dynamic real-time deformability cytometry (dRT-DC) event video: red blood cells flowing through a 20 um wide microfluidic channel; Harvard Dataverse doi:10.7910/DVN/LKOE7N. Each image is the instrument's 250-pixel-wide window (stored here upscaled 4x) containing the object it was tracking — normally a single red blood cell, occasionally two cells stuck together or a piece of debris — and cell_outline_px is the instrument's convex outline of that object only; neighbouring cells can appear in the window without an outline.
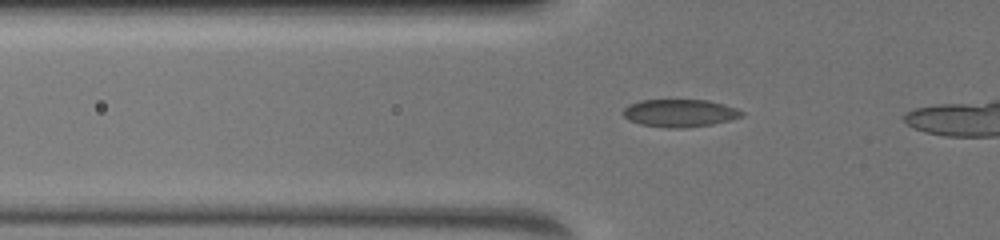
{"species": "common noctule bat (a hibernating species)", "species_latin": "Nyctalus noctula", "temperature_condition": "warm", "stored_images_in_passage": 5, "camera_frame_rate_fps": 3000, "um_per_image_px": 0.085, "animal": {"sex": "female", "body_mass_g": 19.5, "forearm_length_mm": 54.1}, "frame": {"image": 1, "passage_image": 2, "time_ms": 0.333, "image_size_px": [1000, 240], "cell_outline_px": [[744, 116], [712, 124], [680, 128], [668, 128], [640, 124], [628, 120], [624, 116], [624, 108], [640, 100], [708, 100], [736, 108], [744, 112]], "centroid_in_image_um": [57.79, 9.61], "position_along_channel_um": 68.0, "area_um2": 18.9}}